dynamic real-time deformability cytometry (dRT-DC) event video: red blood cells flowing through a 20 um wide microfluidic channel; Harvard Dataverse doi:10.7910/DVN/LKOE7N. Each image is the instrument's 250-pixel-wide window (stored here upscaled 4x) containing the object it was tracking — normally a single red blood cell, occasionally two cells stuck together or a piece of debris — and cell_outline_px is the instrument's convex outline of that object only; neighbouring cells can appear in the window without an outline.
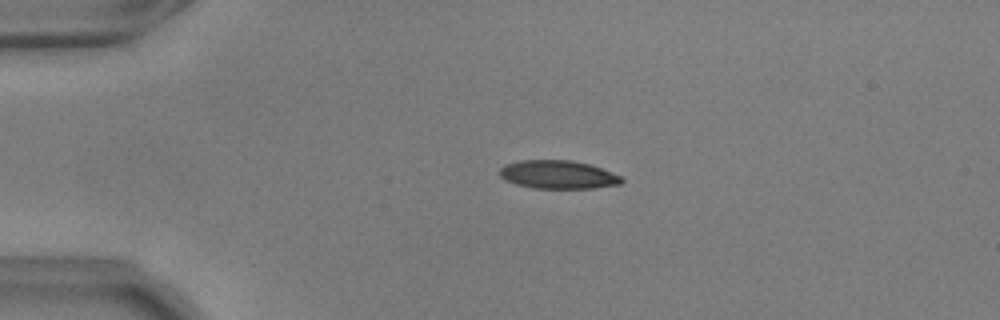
{"species": "common noctule bat (a hibernating species)", "species_latin": "Nyctalus noctula", "temperature_condition": "warm", "stored_images_in_passage": 31, "camera_frame_rate_fps": 3000, "um_per_image_px": 0.085, "animal": {"sex": "male", "body_mass_g": 17.9, "forearm_length_mm": 54.2}, "frame": {"image": 1, "passage_image": 1, "time_ms": 0.0, "image_size_px": [1000, 320], "cell_outline_px": [[624, 180], [620, 184], [592, 188], [536, 188], [516, 184], [504, 180], [500, 176], [500, 168], [504, 164], [520, 160], [572, 160], [588, 164], [600, 168], [620, 176]], "centroid_in_image_um": [47.39, 14.83], "position_along_channel_um": 37.6, "area_um2": 20.0}}
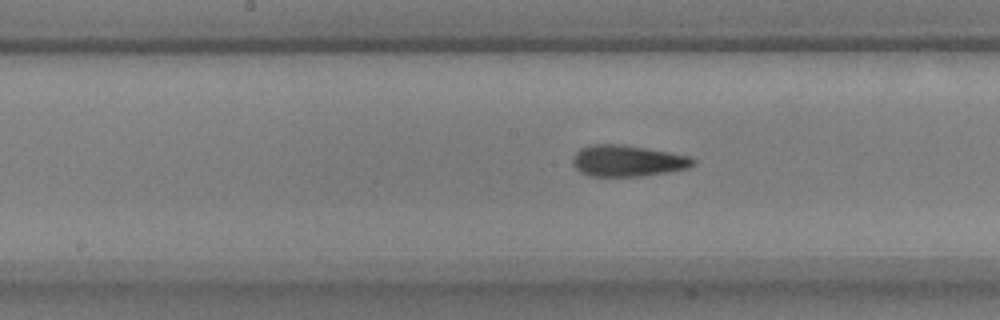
{"frame": {"image": 2, "passage_image": 17, "time_ms": 5.333, "image_size_px": [1000, 320], "cell_outline_px": [[696, 164], [688, 168], [668, 172], [640, 176], [588, 176], [580, 172], [572, 164], [572, 156], [580, 148], [588, 144], [624, 144], [648, 148], [692, 156], [696, 160]], "centroid_in_image_um": [53.34, 13.66], "position_along_channel_um": 194.9, "area_um2": 22.37}}
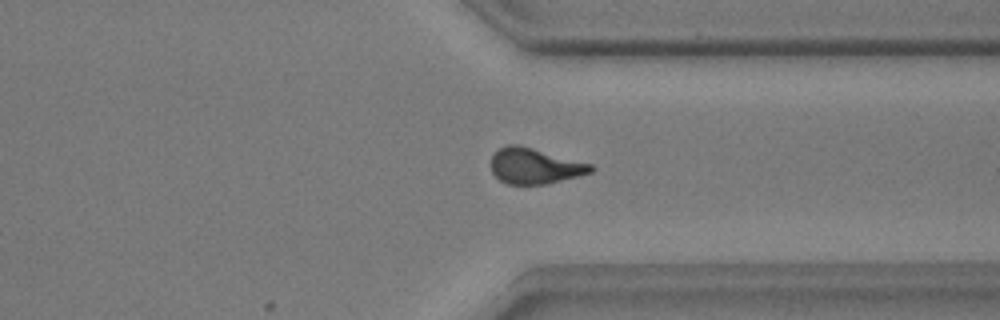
{"frame": {"image": 3, "passage_image": 31, "time_ms": 10.0, "image_size_px": [1000, 320], "cell_outline_px": [[596, 168], [592, 172], [548, 184], [508, 184], [500, 180], [492, 172], [492, 156], [500, 148], [508, 144], [520, 144], [592, 164]], "centroid_in_image_um": [45.48, 14.1], "position_along_channel_um": 365.9, "area_um2": 20.75}, "authors_computed_cell_mechanics": {"area_um2": 21.5594, "velocity_mm_per_s": 3.6682, "shape_relaxation_time_tau1_ms": null, "shape_relaxation_time_tau2_ms": 1.203, "deformation_change_tau1": null, "deformation_change_tau2": 0.0922}}